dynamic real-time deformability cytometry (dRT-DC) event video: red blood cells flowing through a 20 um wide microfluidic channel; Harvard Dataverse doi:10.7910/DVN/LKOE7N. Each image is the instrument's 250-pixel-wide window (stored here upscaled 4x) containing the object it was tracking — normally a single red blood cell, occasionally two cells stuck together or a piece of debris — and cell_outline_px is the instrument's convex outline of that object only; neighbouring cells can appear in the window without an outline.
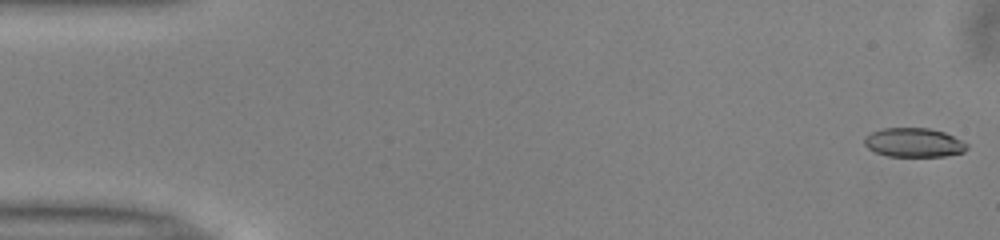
{"species": "common noctule bat (a hibernating species)", "species_latin": "Nyctalus noctula", "temperature_condition": "warm", "stored_images_in_passage": 51, "camera_frame_rate_fps": 3000, "um_per_image_px": 0.085, "animal": {"sex": "male", "body_mass_g": 13.0, "forearm_length_mm": 53.1}, "frame": {"image": 1, "passage_image": 1, "time_ms": 0.0, "image_size_px": [1000, 240], "cell_outline_px": [[968, 148], [964, 152], [944, 156], [888, 156], [876, 152], [868, 148], [864, 144], [864, 136], [880, 128], [928, 128], [944, 132], [968, 144]], "centroid_in_image_um": [77.66, 12.11], "position_along_channel_um": 7.3, "area_um2": 17.34}}
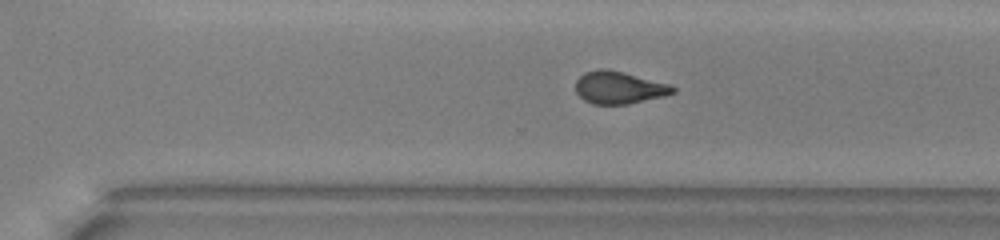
{"frame": {"image": 2, "passage_image": 35, "time_ms": 11.333, "image_size_px": [1000, 240], "cell_outline_px": [[676, 92], [664, 96], [628, 104], [592, 104], [584, 100], [576, 92], [576, 80], [584, 72], [600, 68], [608, 68], [672, 84], [676, 88]], "centroid_in_image_um": [52.64, 7.43], "position_along_channel_um": 318.0, "area_um2": 18.61}}
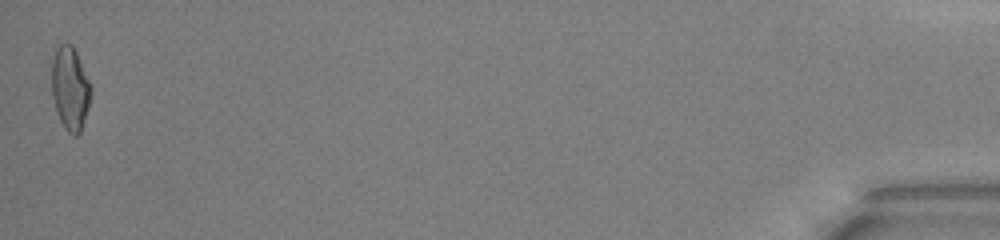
{"frame": {"image": 3, "passage_image": 51, "time_ms": 16.667, "image_size_px": [1000, 240], "cell_outline_px": [[92, 92], [88, 108], [80, 132], [76, 136], [72, 136], [64, 128], [56, 112], [52, 96], [52, 60], [56, 48], [60, 44], [72, 44], [92, 84]], "centroid_in_image_um": [5.97, 7.52], "position_along_channel_um": 429.2, "area_um2": 19.25}, "authors_computed_cell_mechanics": {"area_um2": 18.5538, "velocity_mm_per_s": 3.9958, "shape_relaxation_time_tau1_ms": 5.868, "shape_relaxation_time_tau2_ms": 1.5246, "deformation_change_tau1": 0.1855, "deformation_change_tau2": 0.0968}}